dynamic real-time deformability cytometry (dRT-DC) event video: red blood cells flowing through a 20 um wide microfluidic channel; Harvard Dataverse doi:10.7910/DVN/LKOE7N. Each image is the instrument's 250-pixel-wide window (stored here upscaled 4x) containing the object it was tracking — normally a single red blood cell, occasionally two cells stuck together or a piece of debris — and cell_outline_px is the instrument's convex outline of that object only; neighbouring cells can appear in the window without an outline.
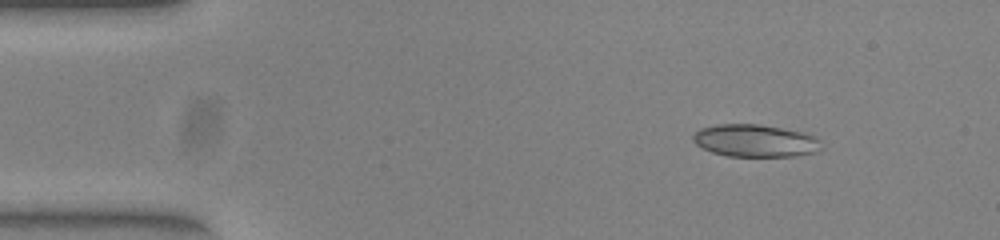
{"species": "common noctule bat (a hibernating species)", "species_latin": "Nyctalus noctula", "temperature_condition": "warm", "stored_images_in_passage": 46, "camera_frame_rate_fps": 3000, "um_per_image_px": 0.085, "animal": {"sex": "female", "body_mass_g": 23.0, "forearm_length_mm": 53.4}, "frame": {"image": 1, "passage_image": 1, "time_ms": 0.0, "image_size_px": [1000, 240], "cell_outline_px": [[824, 148], [816, 152], [796, 156], [728, 156], [712, 152], [696, 144], [692, 140], [692, 136], [700, 128], [716, 124], [760, 124], [804, 132], [820, 140]], "centroid_in_image_um": [64.21, 11.96], "position_along_channel_um": 20.8, "area_um2": 24.39}}
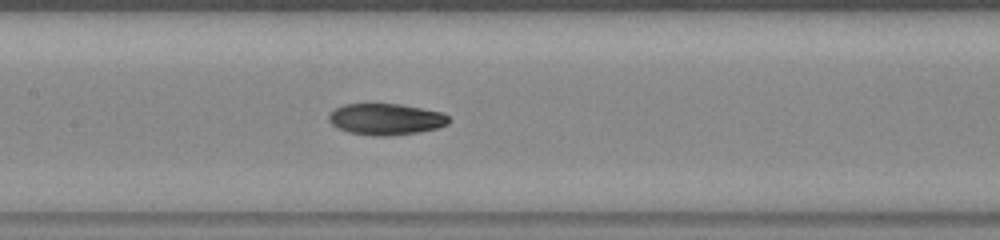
{"frame": {"image": 2, "passage_image": 19, "time_ms": 6.0, "image_size_px": [1000, 240], "cell_outline_px": [[448, 124], [436, 128], [416, 132], [388, 136], [380, 136], [348, 132], [336, 128], [328, 120], [328, 116], [336, 108], [344, 104], [400, 104], [444, 112], [448, 116]], "centroid_in_image_um": [32.79, 10.12], "position_along_channel_um": 174.6, "area_um2": 21.79}}
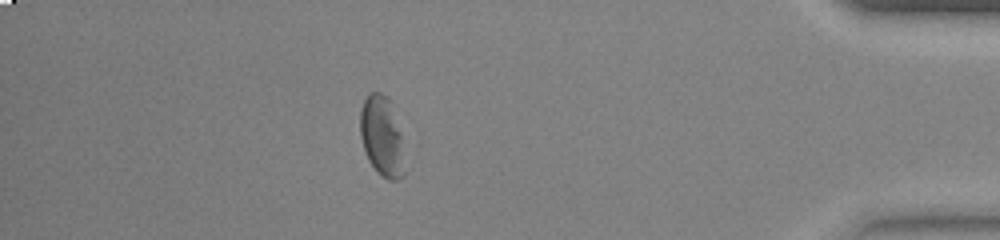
{"frame": {"image": 3, "passage_image": 40, "time_ms": 13.0, "image_size_px": [1000, 240], "cell_outline_px": [[404, 176], [396, 180], [388, 180], [368, 160], [360, 136], [360, 108], [364, 100], [372, 92], [380, 92], [388, 96], [400, 136], [404, 172]], "centroid_in_image_um": [32.42, 11.56], "position_along_channel_um": 402.8, "area_um2": 20.0}, "authors_computed_cell_mechanics": {"area_um2": 22.2241, "velocity_mm_per_s": 3.9225, "shape_relaxation_time_tau1_ms": 5.0632, "shape_relaxation_time_tau2_ms": 4.7855, "deformation_change_tau1": 0.143, "deformation_change_tau2": 0.089}}